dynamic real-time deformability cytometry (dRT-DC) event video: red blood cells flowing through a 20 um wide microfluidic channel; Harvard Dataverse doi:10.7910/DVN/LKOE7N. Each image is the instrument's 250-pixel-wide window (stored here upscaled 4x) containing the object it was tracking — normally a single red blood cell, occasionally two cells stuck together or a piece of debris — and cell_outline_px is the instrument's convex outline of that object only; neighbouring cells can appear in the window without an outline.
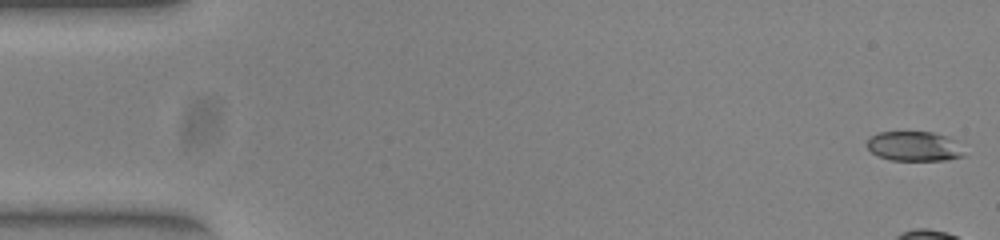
{"species": "common noctule bat (a hibernating species)", "species_latin": "Nyctalus noctula", "temperature_condition": "warm", "stored_images_in_passage": 12, "camera_frame_rate_fps": 3000, "um_per_image_px": 0.085, "animal": {"sex": "female", "body_mass_g": 23.0, "forearm_length_mm": 53.4}, "frame": {"image": 1, "passage_image": 1, "time_ms": 0.0, "image_size_px": [1000, 240], "cell_outline_px": [[964, 156], [944, 160], [892, 160], [880, 156], [872, 152], [868, 148], [868, 136], [880, 132], [932, 132], [948, 136], [964, 152]], "centroid_in_image_um": [77.68, 12.42], "position_along_channel_um": 7.3, "area_um2": 16.53}}